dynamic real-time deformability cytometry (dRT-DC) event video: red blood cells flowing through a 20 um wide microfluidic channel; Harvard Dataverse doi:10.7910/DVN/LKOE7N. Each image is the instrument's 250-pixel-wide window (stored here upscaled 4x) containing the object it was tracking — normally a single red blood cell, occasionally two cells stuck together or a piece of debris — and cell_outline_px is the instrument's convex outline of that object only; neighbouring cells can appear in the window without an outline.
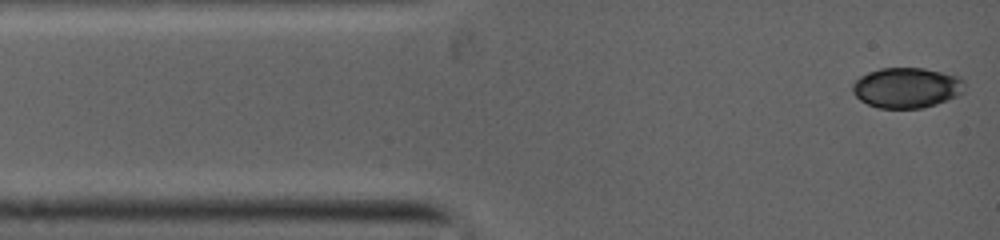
{"species": "common noctule bat (a hibernating species)", "species_latin": "Nyctalus noctula", "temperature_condition": "warm", "stored_images_in_passage": 8, "camera_frame_rate_fps": 5000, "um_per_image_px": 0.085, "animal": {"sex": "female", "body_mass_g": 19.0, "forearm_length_mm": 53.3}, "frame": {"image": 1, "passage_image": 1, "time_ms": 0.0, "image_size_px": [1000, 240], "cell_outline_px": [[964, 92], [960, 96], [924, 108], [880, 108], [868, 104], [860, 100], [852, 92], [852, 84], [860, 76], [868, 72], [880, 68], [924, 68], [960, 76], [964, 80]], "centroid_in_image_um": [77.1, 7.45], "position_along_channel_um": 7.9, "area_um2": 26.65}}
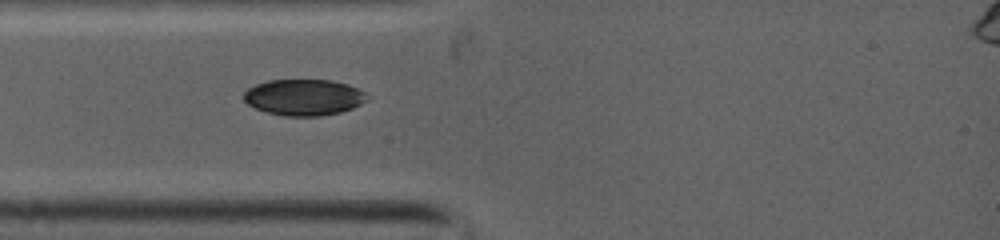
{"frame": {"image": 2, "passage_image": 6, "time_ms": 2.4, "image_size_px": [1000, 240], "cell_outline_px": [[364, 100], [360, 104], [352, 108], [340, 112], [320, 116], [284, 116], [268, 112], [256, 108], [248, 104], [244, 100], [244, 92], [248, 88], [256, 84], [268, 80], [328, 80], [344, 84], [356, 88], [364, 92]], "centroid_in_image_um": [25.76, 8.27], "position_along_channel_um": 59.2, "area_um2": 25.55}}
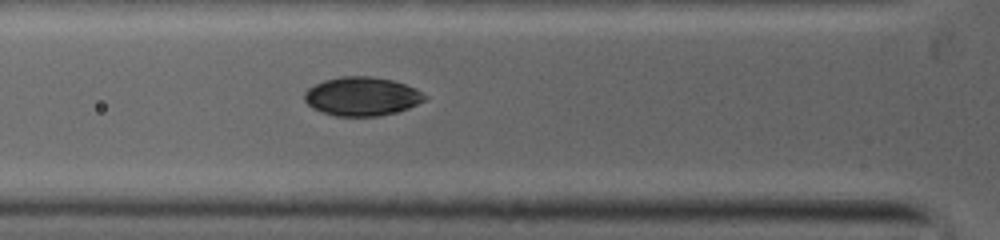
{"frame": {"image": 3, "passage_image": 8, "time_ms": 3.2, "image_size_px": [1000, 240], "cell_outline_px": [[424, 100], [408, 108], [376, 116], [336, 116], [312, 108], [304, 100], [304, 92], [308, 88], [324, 80], [344, 76], [368, 76], [392, 80], [416, 88], [424, 96]], "centroid_in_image_um": [30.71, 8.18], "position_along_channel_um": 95.1, "area_um2": 26.7}}